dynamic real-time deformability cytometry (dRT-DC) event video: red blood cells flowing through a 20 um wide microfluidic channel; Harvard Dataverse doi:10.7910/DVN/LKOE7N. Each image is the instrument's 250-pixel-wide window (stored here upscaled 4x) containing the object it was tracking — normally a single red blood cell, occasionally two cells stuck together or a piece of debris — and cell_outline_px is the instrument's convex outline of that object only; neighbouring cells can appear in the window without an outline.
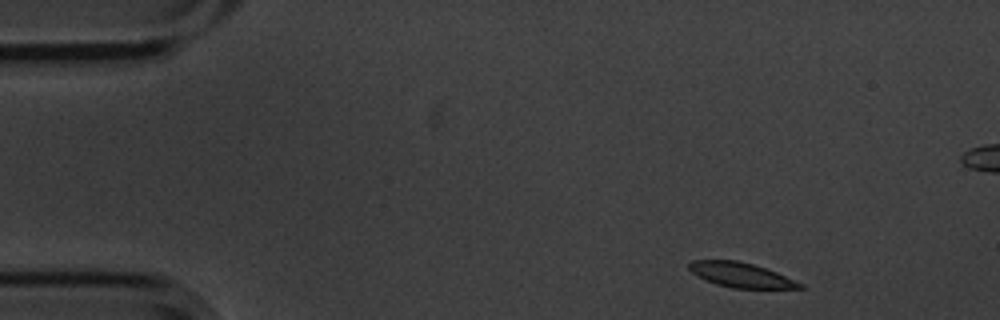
{"species": "common noctule bat (a hibernating species)", "species_latin": "Nyctalus noctula", "temperature_condition": "cold", "stored_images_in_passage": 10, "camera_frame_rate_fps": 3000, "um_per_image_px": 0.085, "animal": {"sex": "male", "body_mass_g": 20.1, "forearm_length_mm": 53.5}, "frame": {"image": 1, "passage_image": 1, "time_ms": 0.0, "image_size_px": [1000, 320], "cell_outline_px": [[804, 288], [732, 288], [716, 284], [704, 280], [696, 276], [688, 268], [688, 264], [692, 260], [736, 260], [752, 264], [776, 272], [804, 284]], "centroid_in_image_um": [62.94, 23.37], "position_along_channel_um": 22.1, "area_um2": 15.9}}
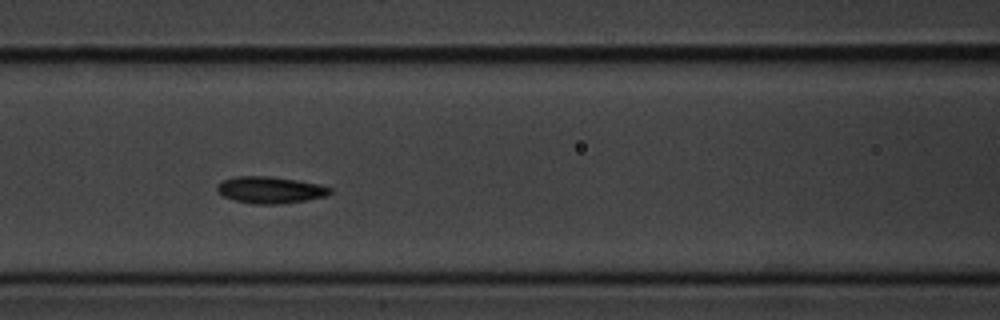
{"frame": {"image": 2, "passage_image": 6, "time_ms": 1.667, "image_size_px": [1000, 320], "cell_outline_px": [[332, 192], [328, 196], [308, 200], [276, 204], [252, 204], [236, 200], [224, 196], [216, 192], [216, 184], [224, 180], [236, 176], [272, 176], [320, 184], [332, 188]], "centroid_in_image_um": [22.98, 16.14], "position_along_channel_um": 143.6, "area_um2": 17.74}}
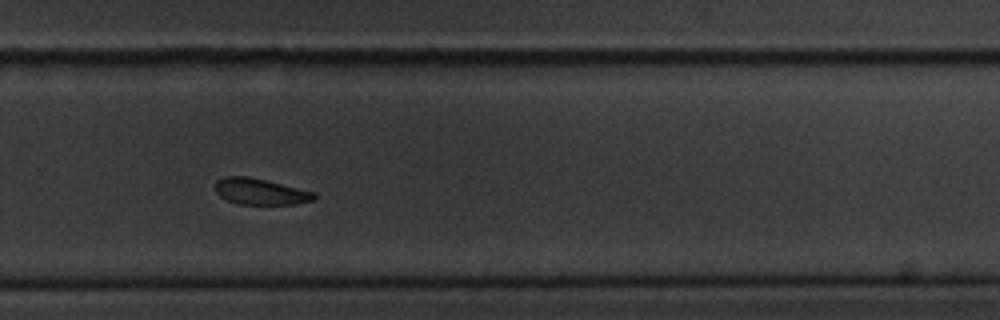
{"frame": {"image": 3, "passage_image": 10, "time_ms": 3.0, "image_size_px": [1000, 320], "cell_outline_px": [[316, 196], [312, 200], [296, 204], [236, 204], [220, 196], [216, 192], [216, 180], [224, 176], [248, 176], [316, 192]], "centroid_in_image_um": [22.12, 16.28], "position_along_channel_um": 307.7, "area_um2": 15.03}}